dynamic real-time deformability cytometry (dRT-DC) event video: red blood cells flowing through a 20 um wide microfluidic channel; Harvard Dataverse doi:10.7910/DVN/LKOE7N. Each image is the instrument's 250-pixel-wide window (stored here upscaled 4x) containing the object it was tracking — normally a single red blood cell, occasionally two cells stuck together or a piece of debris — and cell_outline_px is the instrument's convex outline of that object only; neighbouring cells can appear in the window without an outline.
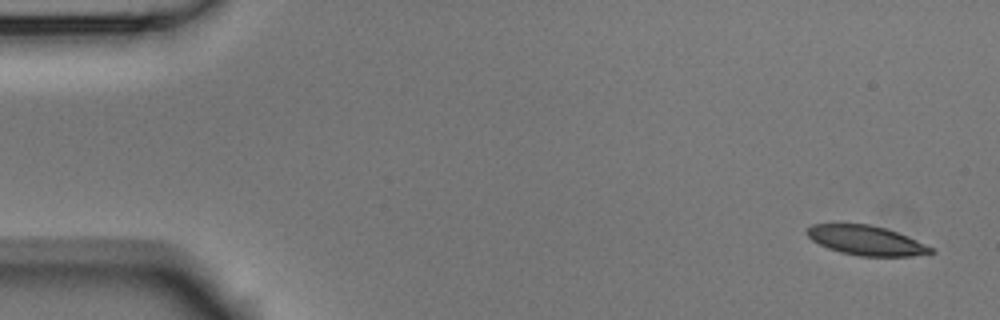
{"species": "Egyptian fruit bat (a non-hibernating species)", "species_latin": "Rousettus aegyptiacus", "temperature_condition": "room temperature", "stored_images_in_passage": 4, "camera_frame_rate_fps": 3000, "um_per_image_px": 0.085, "animal": {"sex": "male"}, "frame": {"image": 1, "passage_image": 1, "time_ms": 0.0, "image_size_px": [1000, 320], "cell_outline_px": [[936, 252], [912, 256], [860, 256], [840, 252], [828, 248], [812, 240], [808, 236], [808, 228], [812, 224], [868, 224], [884, 228], [896, 232], [924, 244], [932, 248]], "centroid_in_image_um": [73.61, 20.44], "position_along_channel_um": 11.4, "area_um2": 20.87}}
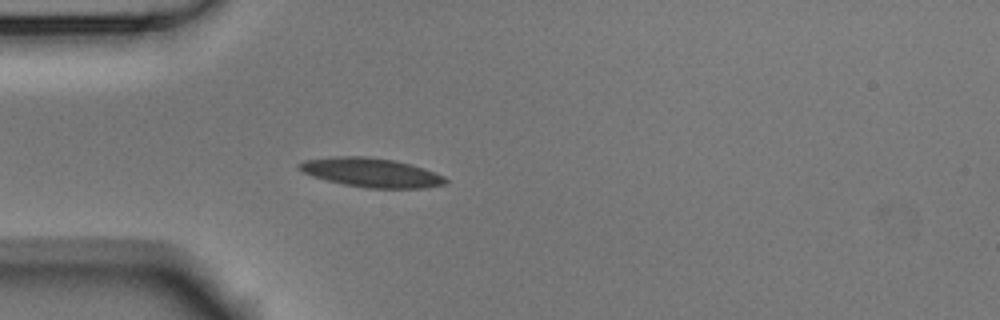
{"frame": {"image": 2, "passage_image": 4, "time_ms": 1.0, "image_size_px": [1000, 320], "cell_outline_px": [[448, 180], [444, 184], [428, 188], [368, 188], [344, 184], [312, 176], [296, 168], [296, 164], [304, 160], [332, 156], [368, 156], [396, 160], [424, 168], [444, 176]], "centroid_in_image_um": [31.54, 14.65], "position_along_channel_um": 53.5, "area_um2": 24.97}}